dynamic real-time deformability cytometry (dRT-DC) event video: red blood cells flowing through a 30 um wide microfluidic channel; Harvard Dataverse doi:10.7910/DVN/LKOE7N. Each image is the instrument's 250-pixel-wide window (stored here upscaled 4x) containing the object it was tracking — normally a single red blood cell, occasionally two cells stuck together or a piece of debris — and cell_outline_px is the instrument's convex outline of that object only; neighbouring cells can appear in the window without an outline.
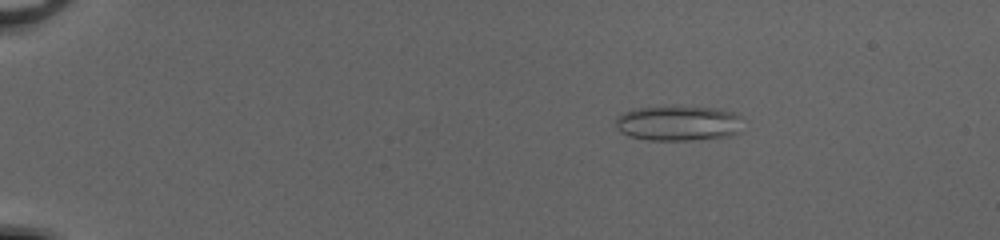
{"species": "common noctule bat (a hibernating species)", "species_latin": "Nyctalus noctula", "temperature_condition": "cold", "stored_images_in_passage": 52, "camera_frame_rate_fps": 3000, "um_per_image_px": 0.085, "animal": {"sex": "female", "body_mass_g": 20.0, "forearm_length_mm": 54.0}, "frame": {"image": 1, "passage_image": 10, "time_ms": 3.0, "image_size_px": [1000, 240], "cell_outline_px": [[748, 120], [740, 132], [732, 136], [692, 140], [648, 140], [628, 136], [620, 132], [616, 128], [616, 120], [620, 112], [636, 108], [720, 108], [736, 112]], "centroid_in_image_um": [57.77, 10.49], "position_along_channel_um": 27.2, "area_um2": 26.47}}
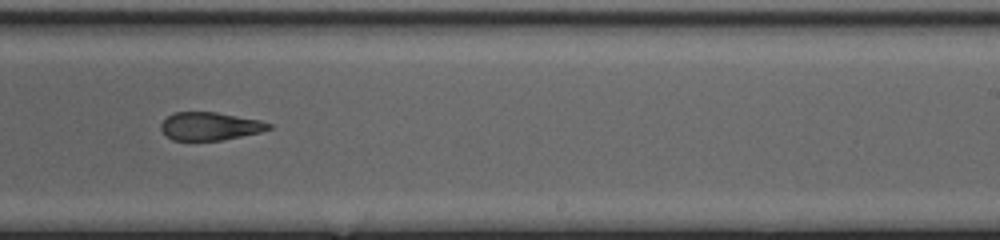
{"frame": {"image": 2, "passage_image": 35, "time_ms": 11.333, "image_size_px": [1000, 240], "cell_outline_px": [[272, 128], [260, 132], [220, 140], [172, 140], [160, 128], [160, 124], [172, 112], [216, 112], [260, 120], [272, 124]], "centroid_in_image_um": [17.84, 10.72], "position_along_channel_um": 271.2, "area_um2": 17.46}}
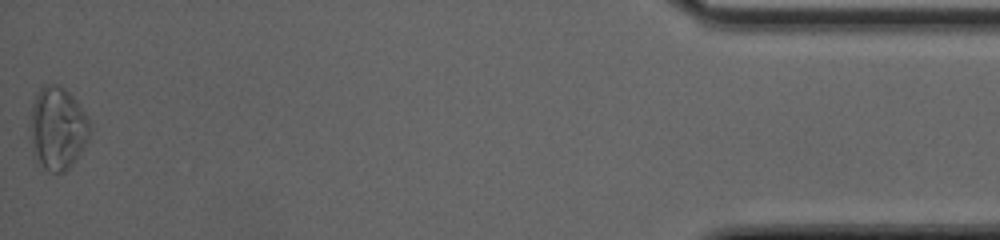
{"frame": {"image": 3, "passage_image": 52, "time_ms": 17.0, "image_size_px": [1000, 240], "cell_outline_px": [[88, 140], [80, 152], [68, 168], [64, 172], [48, 172], [36, 164], [32, 152], [28, 128], [28, 124], [32, 104], [40, 88], [44, 84], [56, 84], [64, 88], [72, 96], [88, 120]], "centroid_in_image_um": [4.8, 10.94], "position_along_channel_um": 430.4, "area_um2": 28.9}, "authors_computed_cell_mechanics": {"area_um2": 21.2993, "velocity_mm_per_s": 4.1819, "shape_relaxation_time_tau1_ms": 7.3064, "shape_relaxation_time_tau2_ms": 2.5087, "deformation_change_tau1": 0.1947, "deformation_change_tau2": 0.1196}}